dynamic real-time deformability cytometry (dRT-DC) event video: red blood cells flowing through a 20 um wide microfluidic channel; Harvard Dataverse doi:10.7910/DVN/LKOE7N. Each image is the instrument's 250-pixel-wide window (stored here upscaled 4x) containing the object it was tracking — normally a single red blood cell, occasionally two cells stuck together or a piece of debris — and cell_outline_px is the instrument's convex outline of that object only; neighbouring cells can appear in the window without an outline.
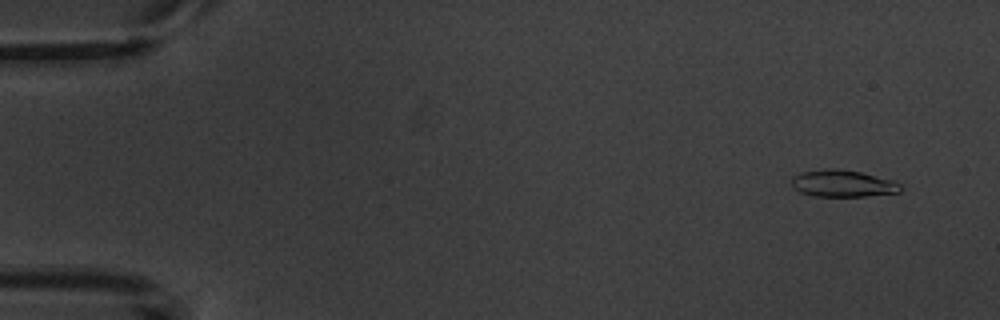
{"species": "common noctule bat (a hibernating species)", "species_latin": "Nyctalus noctula", "temperature_condition": "warm", "stored_images_in_passage": 5, "camera_frame_rate_fps": 3000, "um_per_image_px": 0.085, "animal": {"sex": "male", "body_mass_g": 20.1, "forearm_length_mm": 53.5}, "frame": {"image": 1, "passage_image": 1, "time_ms": 0.0, "image_size_px": [1000, 320], "cell_outline_px": [[904, 188], [900, 192], [868, 196], [812, 196], [800, 192], [792, 188], [792, 176], [800, 172], [828, 168], [836, 168], [860, 172], [892, 180], [900, 184]], "centroid_in_image_um": [71.62, 15.6], "position_along_channel_um": 13.4, "area_um2": 17.22}}
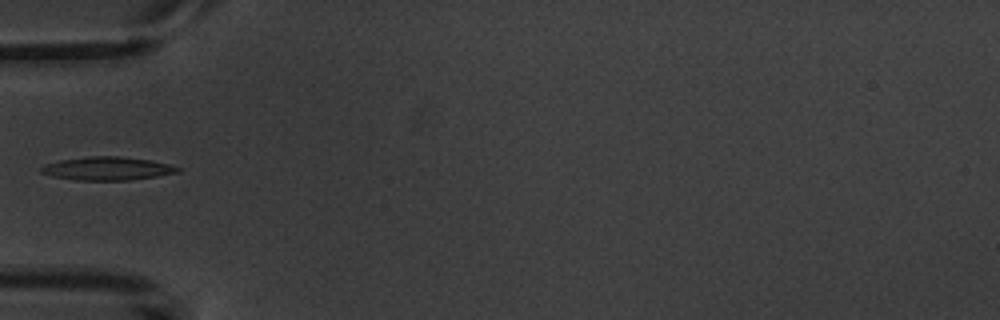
{"frame": {"image": 2, "passage_image": 5, "time_ms": 5.0, "image_size_px": [1000, 320], "cell_outline_px": [[180, 172], [156, 176], [128, 180], [76, 180], [52, 176], [40, 172], [40, 168], [48, 164], [60, 160], [88, 156], [120, 156], [152, 160], [168, 164], [180, 168]], "centroid_in_image_um": [9.13, 14.32], "position_along_channel_um": 75.9, "area_um2": 18.44}}